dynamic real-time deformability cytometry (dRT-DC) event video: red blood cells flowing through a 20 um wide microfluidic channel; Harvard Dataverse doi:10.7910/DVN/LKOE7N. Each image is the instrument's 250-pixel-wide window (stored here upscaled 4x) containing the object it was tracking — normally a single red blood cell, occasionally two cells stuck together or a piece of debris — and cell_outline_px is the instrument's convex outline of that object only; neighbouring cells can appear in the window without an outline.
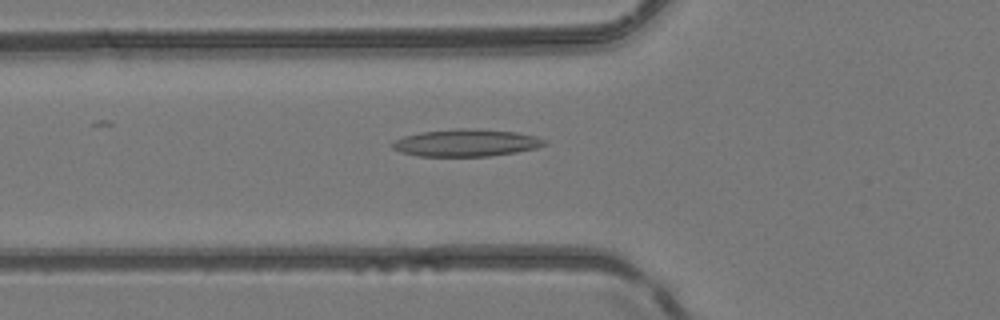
{"species": "common noctule bat (a hibernating species)", "species_latin": "Nyctalus noctula", "temperature_condition": "room temperature", "stored_images_in_passage": 37, "camera_frame_rate_fps": 3000, "um_per_image_px": 0.085, "animal": {"sex": "female", "body_mass_g": 24.6, "forearm_length_mm": 56.2}, "frame": {"image": 1, "passage_image": 19, "time_ms": 6.0, "image_size_px": [1000, 320], "cell_outline_px": [[548, 144], [536, 148], [516, 152], [488, 156], [416, 156], [400, 152], [392, 148], [392, 144], [396, 140], [404, 136], [424, 132], [460, 128], [468, 128], [516, 132], [536, 136], [544, 140]], "centroid_in_image_um": [39.63, 12.15], "position_along_channel_um": 86.2, "area_um2": 23.93}}
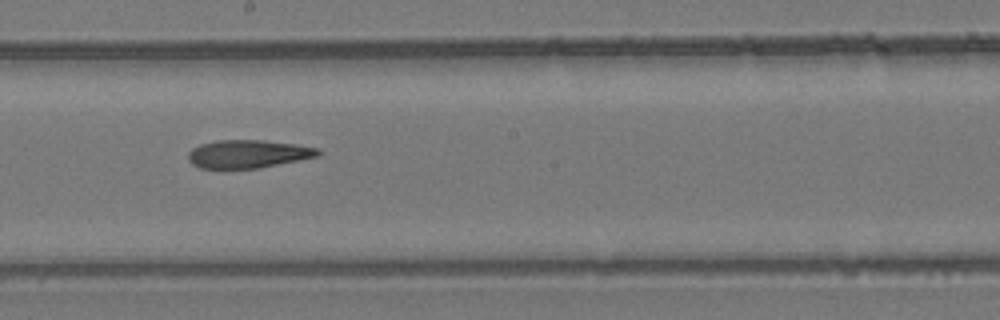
{"frame": {"image": 2, "passage_image": 29, "time_ms": 9.333, "image_size_px": [1000, 320], "cell_outline_px": [[324, 152], [320, 156], [256, 168], [224, 172], [200, 168], [192, 164], [188, 160], [188, 152], [192, 148], [200, 144], [216, 140], [264, 140], [296, 144], [320, 148]], "centroid_in_image_um": [21.05, 13.12], "position_along_channel_um": 227.2, "area_um2": 22.2}}
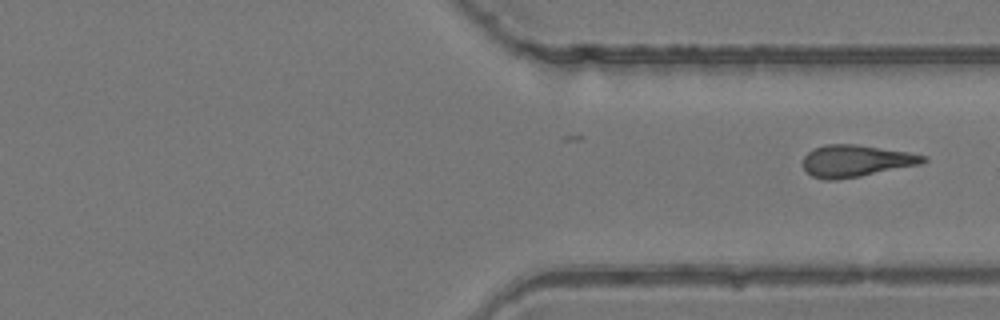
{"frame": {"image": 3, "passage_image": 37, "time_ms": 12.0, "image_size_px": [1000, 320], "cell_outline_px": [[928, 160], [920, 164], [860, 176], [836, 180], [824, 180], [812, 176], [804, 168], [804, 156], [812, 148], [824, 144], [856, 144], [908, 152], [928, 156]], "centroid_in_image_um": [72.74, 13.67], "position_along_channel_um": 338.7, "area_um2": 22.31}}